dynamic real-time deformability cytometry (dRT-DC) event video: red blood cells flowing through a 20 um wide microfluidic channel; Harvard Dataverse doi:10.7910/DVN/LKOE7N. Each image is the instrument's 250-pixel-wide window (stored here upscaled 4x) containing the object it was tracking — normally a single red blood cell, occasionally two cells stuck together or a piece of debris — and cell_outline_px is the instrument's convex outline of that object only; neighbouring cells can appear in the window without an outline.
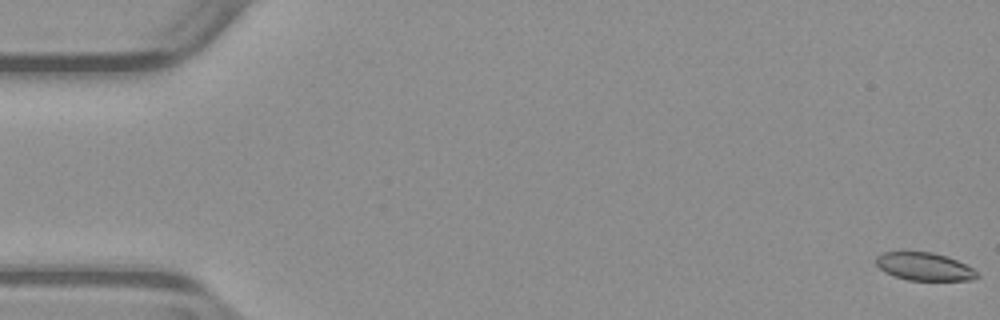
{"species": "common noctule bat (a hibernating species)", "species_latin": "Nyctalus noctula", "temperature_condition": "warm", "stored_images_in_passage": 53, "camera_frame_rate_fps": 3000, "um_per_image_px": 0.085, "animal": {"sex": "male", "body_mass_g": 23.1, "forearm_length_mm": 52.7}, "frame": {"image": 1, "passage_image": 1, "time_ms": 0.0, "image_size_px": [1000, 320], "cell_outline_px": [[980, 276], [972, 280], [908, 280], [884, 272], [876, 264], [876, 256], [884, 252], [932, 252], [956, 260], [972, 268]], "centroid_in_image_um": [78.55, 22.66], "position_along_channel_um": 6.4, "area_um2": 16.18}}
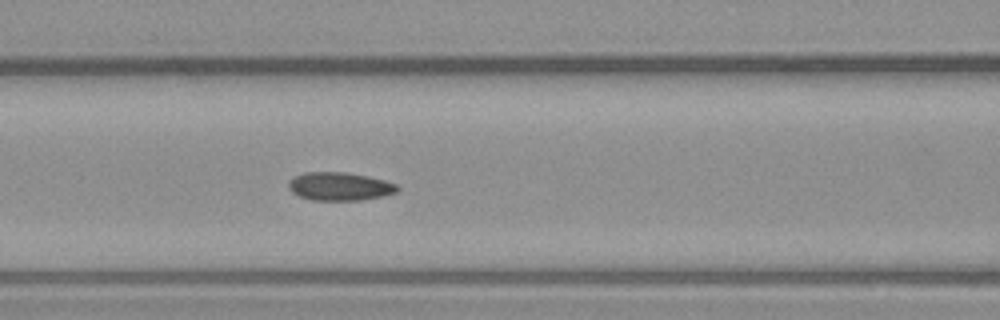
{"frame": {"image": 2, "passage_image": 23, "time_ms": 7.333, "image_size_px": [1000, 320], "cell_outline_px": [[400, 188], [396, 192], [380, 196], [360, 200], [312, 200], [300, 196], [292, 192], [288, 188], [288, 184], [292, 176], [304, 172], [348, 172], [368, 176], [384, 180], [396, 184]], "centroid_in_image_um": [28.84, 15.83], "position_along_channel_um": 137.8, "area_um2": 17.92}}
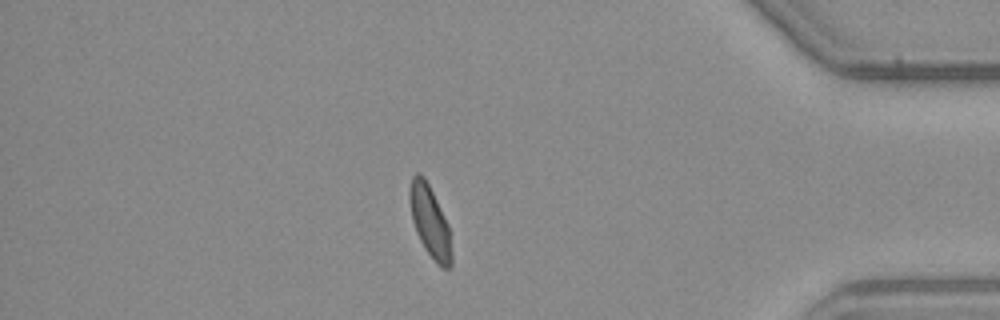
{"frame": {"image": 3, "passage_image": 46, "time_ms": 15.0, "image_size_px": [1000, 320], "cell_outline_px": [[452, 264], [448, 268], [444, 268], [424, 248], [416, 232], [412, 220], [408, 200], [408, 192], [412, 176], [416, 172], [420, 172], [424, 176], [448, 224], [452, 252]], "centroid_in_image_um": [36.51, 18.77], "position_along_channel_um": 398.7, "area_um2": 17.28}, "authors_computed_cell_mechanics": {"area_um2": 17.8024, "velocity_mm_per_s": 3.9192, "shape_relaxation_time_tau1_ms": null, "shape_relaxation_time_tau2_ms": 1.6321, "deformation_change_tau1": null, "deformation_change_tau2": 0.0747}}